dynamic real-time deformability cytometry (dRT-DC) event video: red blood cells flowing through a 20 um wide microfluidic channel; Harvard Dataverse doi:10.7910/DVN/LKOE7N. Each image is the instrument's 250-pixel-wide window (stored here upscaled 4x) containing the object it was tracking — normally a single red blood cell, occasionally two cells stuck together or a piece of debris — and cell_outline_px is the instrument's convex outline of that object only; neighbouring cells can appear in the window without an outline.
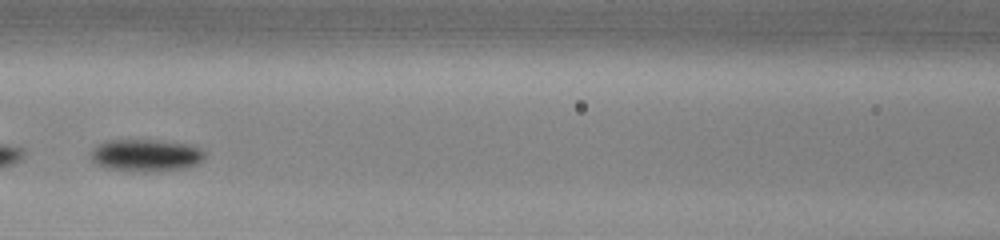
{"species": "common noctule bat (a hibernating species)", "species_latin": "Nyctalus noctula", "temperature_condition": "warm", "stored_images_in_passage": 38, "camera_frame_rate_fps": 3000, "um_per_image_px": 0.085, "animal": {"sex": "male", "body_mass_g": 13.0, "forearm_length_mm": 53.1}, "frame": {"image": 1, "passage_image": 11, "time_ms": 3.333, "image_size_px": [1000, 240], "cell_outline_px": [[204, 160], [196, 164], [184, 168], [144, 172], [136, 172], [108, 168], [96, 164], [92, 160], [92, 148], [96, 144], [108, 140], [156, 140], [188, 144], [200, 148], [204, 152]], "centroid_in_image_um": [12.39, 13.2], "position_along_channel_um": 154.2, "area_um2": 21.39}}
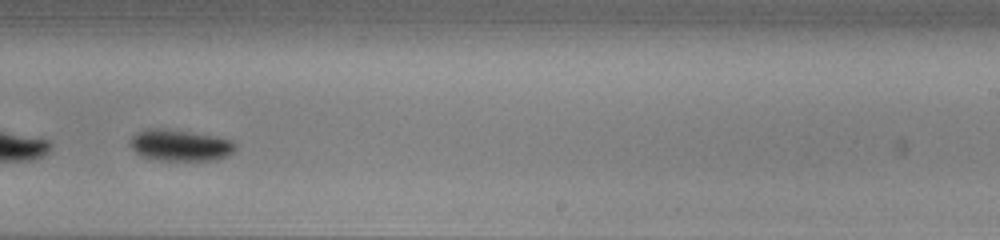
{"frame": {"image": 2, "passage_image": 20, "time_ms": 6.333, "image_size_px": [1000, 240], "cell_outline_px": [[236, 148], [228, 156], [212, 160], [156, 160], [140, 156], [128, 144], [132, 136], [136, 132], [148, 128], [164, 128], [212, 136], [232, 140], [236, 144]], "centroid_in_image_um": [15.26, 12.35], "position_along_channel_um": 273.7, "area_um2": 19.25}}
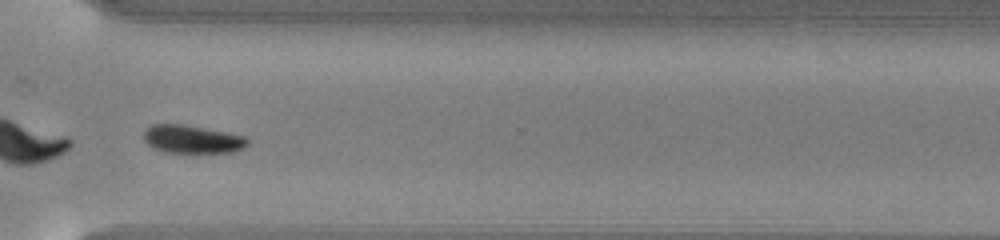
{"frame": {"image": 3, "passage_image": 26, "time_ms": 8.333, "image_size_px": [1000, 240], "cell_outline_px": [[248, 144], [244, 148], [232, 152], [196, 156], [164, 152], [152, 148], [144, 140], [144, 132], [152, 124], [184, 124], [244, 136], [248, 140]], "centroid_in_image_um": [16.34, 11.9], "position_along_channel_um": 354.3, "area_um2": 17.8}, "authors_computed_cell_mechanics": {"area_um2": 19.9699, "velocity_mm_per_s": 3.9993, "shape_relaxation_time_tau1_ms": 1.38, "shape_relaxation_time_tau2_ms": null, "deformation_change_tau1": 0.1184, "deformation_change_tau2": null}}